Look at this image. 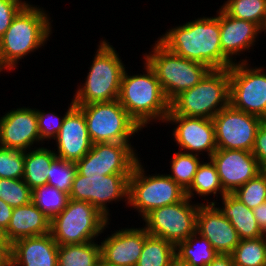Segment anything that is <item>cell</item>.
Returning a JSON list of instances; mask_svg holds the SVG:
<instances>
[{"label": "cell", "instance_id": "obj_28", "mask_svg": "<svg viewBox=\"0 0 266 266\" xmlns=\"http://www.w3.org/2000/svg\"><path fill=\"white\" fill-rule=\"evenodd\" d=\"M175 259V245L163 238L148 235L136 266H171Z\"/></svg>", "mask_w": 266, "mask_h": 266}, {"label": "cell", "instance_id": "obj_43", "mask_svg": "<svg viewBox=\"0 0 266 266\" xmlns=\"http://www.w3.org/2000/svg\"><path fill=\"white\" fill-rule=\"evenodd\" d=\"M11 244L0 243V266H10Z\"/></svg>", "mask_w": 266, "mask_h": 266}, {"label": "cell", "instance_id": "obj_11", "mask_svg": "<svg viewBox=\"0 0 266 266\" xmlns=\"http://www.w3.org/2000/svg\"><path fill=\"white\" fill-rule=\"evenodd\" d=\"M247 66L245 59L229 68L230 104L266 120V74L262 67L254 69Z\"/></svg>", "mask_w": 266, "mask_h": 266}, {"label": "cell", "instance_id": "obj_10", "mask_svg": "<svg viewBox=\"0 0 266 266\" xmlns=\"http://www.w3.org/2000/svg\"><path fill=\"white\" fill-rule=\"evenodd\" d=\"M191 199L185 196L181 201L156 208L143 220L149 235L163 238L177 245L196 232L199 204L191 205Z\"/></svg>", "mask_w": 266, "mask_h": 266}, {"label": "cell", "instance_id": "obj_31", "mask_svg": "<svg viewBox=\"0 0 266 266\" xmlns=\"http://www.w3.org/2000/svg\"><path fill=\"white\" fill-rule=\"evenodd\" d=\"M234 266H266V241L264 236L243 239L231 254Z\"/></svg>", "mask_w": 266, "mask_h": 266}, {"label": "cell", "instance_id": "obj_37", "mask_svg": "<svg viewBox=\"0 0 266 266\" xmlns=\"http://www.w3.org/2000/svg\"><path fill=\"white\" fill-rule=\"evenodd\" d=\"M24 151L0 147V178L23 179Z\"/></svg>", "mask_w": 266, "mask_h": 266}, {"label": "cell", "instance_id": "obj_1", "mask_svg": "<svg viewBox=\"0 0 266 266\" xmlns=\"http://www.w3.org/2000/svg\"><path fill=\"white\" fill-rule=\"evenodd\" d=\"M217 17H203L172 28L158 40L169 51L210 69H229L230 61L220 43V11Z\"/></svg>", "mask_w": 266, "mask_h": 266}, {"label": "cell", "instance_id": "obj_29", "mask_svg": "<svg viewBox=\"0 0 266 266\" xmlns=\"http://www.w3.org/2000/svg\"><path fill=\"white\" fill-rule=\"evenodd\" d=\"M208 163H200L194 176V180L190 187L185 191V196L192 198L196 195L208 196L211 193L215 194L219 191L222 196L226 194L221 185L216 166L209 159Z\"/></svg>", "mask_w": 266, "mask_h": 266}, {"label": "cell", "instance_id": "obj_23", "mask_svg": "<svg viewBox=\"0 0 266 266\" xmlns=\"http://www.w3.org/2000/svg\"><path fill=\"white\" fill-rule=\"evenodd\" d=\"M51 220L32 202L13 208L11 219L5 230L10 244L31 236L44 235L50 232Z\"/></svg>", "mask_w": 266, "mask_h": 266}, {"label": "cell", "instance_id": "obj_45", "mask_svg": "<svg viewBox=\"0 0 266 266\" xmlns=\"http://www.w3.org/2000/svg\"><path fill=\"white\" fill-rule=\"evenodd\" d=\"M0 243H9L5 229L2 226H0Z\"/></svg>", "mask_w": 266, "mask_h": 266}, {"label": "cell", "instance_id": "obj_18", "mask_svg": "<svg viewBox=\"0 0 266 266\" xmlns=\"http://www.w3.org/2000/svg\"><path fill=\"white\" fill-rule=\"evenodd\" d=\"M199 203L196 232L206 238L218 254H232L239 244V237L229 220L215 203Z\"/></svg>", "mask_w": 266, "mask_h": 266}, {"label": "cell", "instance_id": "obj_22", "mask_svg": "<svg viewBox=\"0 0 266 266\" xmlns=\"http://www.w3.org/2000/svg\"><path fill=\"white\" fill-rule=\"evenodd\" d=\"M260 27L250 21L236 19L220 9V43L223 54L233 61V55L249 50L260 33ZM232 57V58H231Z\"/></svg>", "mask_w": 266, "mask_h": 266}, {"label": "cell", "instance_id": "obj_7", "mask_svg": "<svg viewBox=\"0 0 266 266\" xmlns=\"http://www.w3.org/2000/svg\"><path fill=\"white\" fill-rule=\"evenodd\" d=\"M91 203L69 199L66 208L50 222V233L58 245L87 243L109 224Z\"/></svg>", "mask_w": 266, "mask_h": 266}, {"label": "cell", "instance_id": "obj_20", "mask_svg": "<svg viewBox=\"0 0 266 266\" xmlns=\"http://www.w3.org/2000/svg\"><path fill=\"white\" fill-rule=\"evenodd\" d=\"M148 235L145 228L117 230L101 242V258L115 266H136Z\"/></svg>", "mask_w": 266, "mask_h": 266}, {"label": "cell", "instance_id": "obj_24", "mask_svg": "<svg viewBox=\"0 0 266 266\" xmlns=\"http://www.w3.org/2000/svg\"><path fill=\"white\" fill-rule=\"evenodd\" d=\"M222 200L224 207H218V209L235 228L240 240L256 239L264 235L256 221L253 209L248 208L232 193H226L222 196Z\"/></svg>", "mask_w": 266, "mask_h": 266}, {"label": "cell", "instance_id": "obj_50", "mask_svg": "<svg viewBox=\"0 0 266 266\" xmlns=\"http://www.w3.org/2000/svg\"><path fill=\"white\" fill-rule=\"evenodd\" d=\"M263 236H264V238H265V241H266V231L264 232V235H263Z\"/></svg>", "mask_w": 266, "mask_h": 266}, {"label": "cell", "instance_id": "obj_49", "mask_svg": "<svg viewBox=\"0 0 266 266\" xmlns=\"http://www.w3.org/2000/svg\"><path fill=\"white\" fill-rule=\"evenodd\" d=\"M262 171L266 174V166L262 169Z\"/></svg>", "mask_w": 266, "mask_h": 266}, {"label": "cell", "instance_id": "obj_16", "mask_svg": "<svg viewBox=\"0 0 266 266\" xmlns=\"http://www.w3.org/2000/svg\"><path fill=\"white\" fill-rule=\"evenodd\" d=\"M166 122L178 124L174 128L173 136L176 143L185 153L196 155L208 152L209 158L217 150L215 127L212 119L187 117L181 115H167ZM191 152H188V151Z\"/></svg>", "mask_w": 266, "mask_h": 266}, {"label": "cell", "instance_id": "obj_12", "mask_svg": "<svg viewBox=\"0 0 266 266\" xmlns=\"http://www.w3.org/2000/svg\"><path fill=\"white\" fill-rule=\"evenodd\" d=\"M131 173H115L110 175H80L76 172L69 192V199L91 203L105 217L109 210L107 202L127 199L129 192V177Z\"/></svg>", "mask_w": 266, "mask_h": 266}, {"label": "cell", "instance_id": "obj_32", "mask_svg": "<svg viewBox=\"0 0 266 266\" xmlns=\"http://www.w3.org/2000/svg\"><path fill=\"white\" fill-rule=\"evenodd\" d=\"M229 16L261 27L266 17V0H227L221 7Z\"/></svg>", "mask_w": 266, "mask_h": 266}, {"label": "cell", "instance_id": "obj_14", "mask_svg": "<svg viewBox=\"0 0 266 266\" xmlns=\"http://www.w3.org/2000/svg\"><path fill=\"white\" fill-rule=\"evenodd\" d=\"M134 148L129 142L96 143L90 151L77 161L80 175H110L115 173H132L138 162Z\"/></svg>", "mask_w": 266, "mask_h": 266}, {"label": "cell", "instance_id": "obj_13", "mask_svg": "<svg viewBox=\"0 0 266 266\" xmlns=\"http://www.w3.org/2000/svg\"><path fill=\"white\" fill-rule=\"evenodd\" d=\"M217 149L251 152L258 128L264 121L258 116L234 108L231 104L213 118Z\"/></svg>", "mask_w": 266, "mask_h": 266}, {"label": "cell", "instance_id": "obj_47", "mask_svg": "<svg viewBox=\"0 0 266 266\" xmlns=\"http://www.w3.org/2000/svg\"><path fill=\"white\" fill-rule=\"evenodd\" d=\"M171 266H189V265H187V264H185V263H182V262H179L177 259H175V260L172 262Z\"/></svg>", "mask_w": 266, "mask_h": 266}, {"label": "cell", "instance_id": "obj_35", "mask_svg": "<svg viewBox=\"0 0 266 266\" xmlns=\"http://www.w3.org/2000/svg\"><path fill=\"white\" fill-rule=\"evenodd\" d=\"M76 172L77 167L74 162L56 157L50 165L47 185L54 186L69 195Z\"/></svg>", "mask_w": 266, "mask_h": 266}, {"label": "cell", "instance_id": "obj_38", "mask_svg": "<svg viewBox=\"0 0 266 266\" xmlns=\"http://www.w3.org/2000/svg\"><path fill=\"white\" fill-rule=\"evenodd\" d=\"M38 131L40 139H55L60 132V128L63 124L66 114L60 119L58 115L54 113H44L36 109ZM54 119V120H53Z\"/></svg>", "mask_w": 266, "mask_h": 266}, {"label": "cell", "instance_id": "obj_26", "mask_svg": "<svg viewBox=\"0 0 266 266\" xmlns=\"http://www.w3.org/2000/svg\"><path fill=\"white\" fill-rule=\"evenodd\" d=\"M197 234L195 232L175 246L176 259L189 266H207L218 253L206 238L198 234L199 237L197 239ZM197 245L200 246L198 247Z\"/></svg>", "mask_w": 266, "mask_h": 266}, {"label": "cell", "instance_id": "obj_4", "mask_svg": "<svg viewBox=\"0 0 266 266\" xmlns=\"http://www.w3.org/2000/svg\"><path fill=\"white\" fill-rule=\"evenodd\" d=\"M229 104V69H210L197 85L170 102L168 115L212 119Z\"/></svg>", "mask_w": 266, "mask_h": 266}, {"label": "cell", "instance_id": "obj_41", "mask_svg": "<svg viewBox=\"0 0 266 266\" xmlns=\"http://www.w3.org/2000/svg\"><path fill=\"white\" fill-rule=\"evenodd\" d=\"M12 210L13 207H11L2 199H0V226H2L5 230L9 225L12 215Z\"/></svg>", "mask_w": 266, "mask_h": 266}, {"label": "cell", "instance_id": "obj_9", "mask_svg": "<svg viewBox=\"0 0 266 266\" xmlns=\"http://www.w3.org/2000/svg\"><path fill=\"white\" fill-rule=\"evenodd\" d=\"M140 160L129 177L128 204L144 218L156 208L172 205L185 197V190L168 175L145 176Z\"/></svg>", "mask_w": 266, "mask_h": 266}, {"label": "cell", "instance_id": "obj_46", "mask_svg": "<svg viewBox=\"0 0 266 266\" xmlns=\"http://www.w3.org/2000/svg\"><path fill=\"white\" fill-rule=\"evenodd\" d=\"M97 266H115V265L110 264V263L104 261L102 258H100V260L97 263Z\"/></svg>", "mask_w": 266, "mask_h": 266}, {"label": "cell", "instance_id": "obj_40", "mask_svg": "<svg viewBox=\"0 0 266 266\" xmlns=\"http://www.w3.org/2000/svg\"><path fill=\"white\" fill-rule=\"evenodd\" d=\"M251 152L263 169L266 166V120L262 122L257 130L254 146Z\"/></svg>", "mask_w": 266, "mask_h": 266}, {"label": "cell", "instance_id": "obj_34", "mask_svg": "<svg viewBox=\"0 0 266 266\" xmlns=\"http://www.w3.org/2000/svg\"><path fill=\"white\" fill-rule=\"evenodd\" d=\"M0 199L13 208L32 202V189L23 179L0 178Z\"/></svg>", "mask_w": 266, "mask_h": 266}, {"label": "cell", "instance_id": "obj_30", "mask_svg": "<svg viewBox=\"0 0 266 266\" xmlns=\"http://www.w3.org/2000/svg\"><path fill=\"white\" fill-rule=\"evenodd\" d=\"M69 201V195L54 186L43 185L32 190V203L50 220L62 212Z\"/></svg>", "mask_w": 266, "mask_h": 266}, {"label": "cell", "instance_id": "obj_33", "mask_svg": "<svg viewBox=\"0 0 266 266\" xmlns=\"http://www.w3.org/2000/svg\"><path fill=\"white\" fill-rule=\"evenodd\" d=\"M199 156L185 152H176L172 158L171 170L173 175L168 176L173 179L185 191L194 180L195 173L200 164Z\"/></svg>", "mask_w": 266, "mask_h": 266}, {"label": "cell", "instance_id": "obj_44", "mask_svg": "<svg viewBox=\"0 0 266 266\" xmlns=\"http://www.w3.org/2000/svg\"><path fill=\"white\" fill-rule=\"evenodd\" d=\"M207 266H234L231 254H218Z\"/></svg>", "mask_w": 266, "mask_h": 266}, {"label": "cell", "instance_id": "obj_2", "mask_svg": "<svg viewBox=\"0 0 266 266\" xmlns=\"http://www.w3.org/2000/svg\"><path fill=\"white\" fill-rule=\"evenodd\" d=\"M47 16L43 9L28 3L17 13L0 38V72L13 70L19 59L44 45L52 28Z\"/></svg>", "mask_w": 266, "mask_h": 266}, {"label": "cell", "instance_id": "obj_6", "mask_svg": "<svg viewBox=\"0 0 266 266\" xmlns=\"http://www.w3.org/2000/svg\"><path fill=\"white\" fill-rule=\"evenodd\" d=\"M156 42L152 53L145 54L144 58L154 70L166 98L171 102L183 91L197 85L210 68L203 63L180 57L158 40Z\"/></svg>", "mask_w": 266, "mask_h": 266}, {"label": "cell", "instance_id": "obj_3", "mask_svg": "<svg viewBox=\"0 0 266 266\" xmlns=\"http://www.w3.org/2000/svg\"><path fill=\"white\" fill-rule=\"evenodd\" d=\"M144 63L147 74L129 76L124 70L118 96L120 104L141 128L153 119L165 122L170 112V102L154 70Z\"/></svg>", "mask_w": 266, "mask_h": 266}, {"label": "cell", "instance_id": "obj_25", "mask_svg": "<svg viewBox=\"0 0 266 266\" xmlns=\"http://www.w3.org/2000/svg\"><path fill=\"white\" fill-rule=\"evenodd\" d=\"M55 151L40 147L27 153L24 151V182L33 190L47 185L50 165L56 158Z\"/></svg>", "mask_w": 266, "mask_h": 266}, {"label": "cell", "instance_id": "obj_5", "mask_svg": "<svg viewBox=\"0 0 266 266\" xmlns=\"http://www.w3.org/2000/svg\"><path fill=\"white\" fill-rule=\"evenodd\" d=\"M84 86L77 90L75 105L118 100L125 67L109 42L101 41Z\"/></svg>", "mask_w": 266, "mask_h": 266}, {"label": "cell", "instance_id": "obj_15", "mask_svg": "<svg viewBox=\"0 0 266 266\" xmlns=\"http://www.w3.org/2000/svg\"><path fill=\"white\" fill-rule=\"evenodd\" d=\"M210 159L226 193H233L262 172L256 157L249 151L217 149Z\"/></svg>", "mask_w": 266, "mask_h": 266}, {"label": "cell", "instance_id": "obj_36", "mask_svg": "<svg viewBox=\"0 0 266 266\" xmlns=\"http://www.w3.org/2000/svg\"><path fill=\"white\" fill-rule=\"evenodd\" d=\"M232 194L248 208H256L266 201V174L262 171Z\"/></svg>", "mask_w": 266, "mask_h": 266}, {"label": "cell", "instance_id": "obj_17", "mask_svg": "<svg viewBox=\"0 0 266 266\" xmlns=\"http://www.w3.org/2000/svg\"><path fill=\"white\" fill-rule=\"evenodd\" d=\"M55 139L58 148L56 156L74 163L84 157L92 147L84 113L73 100Z\"/></svg>", "mask_w": 266, "mask_h": 266}, {"label": "cell", "instance_id": "obj_48", "mask_svg": "<svg viewBox=\"0 0 266 266\" xmlns=\"http://www.w3.org/2000/svg\"><path fill=\"white\" fill-rule=\"evenodd\" d=\"M265 31L266 30V17L264 18V21H263V23H262V25H261V27H260V31Z\"/></svg>", "mask_w": 266, "mask_h": 266}, {"label": "cell", "instance_id": "obj_39", "mask_svg": "<svg viewBox=\"0 0 266 266\" xmlns=\"http://www.w3.org/2000/svg\"><path fill=\"white\" fill-rule=\"evenodd\" d=\"M21 0H0V38L10 27L14 17L26 5Z\"/></svg>", "mask_w": 266, "mask_h": 266}, {"label": "cell", "instance_id": "obj_27", "mask_svg": "<svg viewBox=\"0 0 266 266\" xmlns=\"http://www.w3.org/2000/svg\"><path fill=\"white\" fill-rule=\"evenodd\" d=\"M101 258L100 244L94 241L58 245L57 266H97Z\"/></svg>", "mask_w": 266, "mask_h": 266}, {"label": "cell", "instance_id": "obj_19", "mask_svg": "<svg viewBox=\"0 0 266 266\" xmlns=\"http://www.w3.org/2000/svg\"><path fill=\"white\" fill-rule=\"evenodd\" d=\"M36 141L41 139L35 109L18 108L1 117L0 147L27 151Z\"/></svg>", "mask_w": 266, "mask_h": 266}, {"label": "cell", "instance_id": "obj_8", "mask_svg": "<svg viewBox=\"0 0 266 266\" xmlns=\"http://www.w3.org/2000/svg\"><path fill=\"white\" fill-rule=\"evenodd\" d=\"M76 106L84 113L93 144L129 142V138L141 130L118 100Z\"/></svg>", "mask_w": 266, "mask_h": 266}, {"label": "cell", "instance_id": "obj_42", "mask_svg": "<svg viewBox=\"0 0 266 266\" xmlns=\"http://www.w3.org/2000/svg\"><path fill=\"white\" fill-rule=\"evenodd\" d=\"M254 216L260 229L266 231V201L253 209Z\"/></svg>", "mask_w": 266, "mask_h": 266}, {"label": "cell", "instance_id": "obj_21", "mask_svg": "<svg viewBox=\"0 0 266 266\" xmlns=\"http://www.w3.org/2000/svg\"><path fill=\"white\" fill-rule=\"evenodd\" d=\"M11 266H57L58 244L51 233L22 238L11 244Z\"/></svg>", "mask_w": 266, "mask_h": 266}]
</instances>
